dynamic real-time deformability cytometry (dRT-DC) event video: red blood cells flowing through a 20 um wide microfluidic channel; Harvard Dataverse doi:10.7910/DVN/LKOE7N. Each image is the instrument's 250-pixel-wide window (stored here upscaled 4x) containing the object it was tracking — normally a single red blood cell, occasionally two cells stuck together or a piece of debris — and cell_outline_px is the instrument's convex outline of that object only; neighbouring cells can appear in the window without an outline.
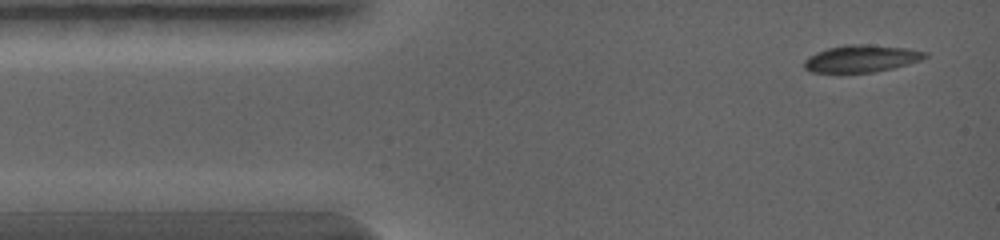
{"species": "common noctule bat (a hibernating species)", "species_latin": "Nyctalus noctula", "temperature_condition": "warm", "stored_images_in_passage": 13, "camera_frame_rate_fps": 5000, "um_per_image_px": 0.085, "animal": {"sex": "female", "body_mass_g": 19.0, "forearm_length_mm": 56.7}, "frame": {"image": 1, "passage_image": 1, "time_ms": 0.0, "image_size_px": [1000, 240], "cell_outline_px": [[928, 56], [920, 60], [908, 64], [892, 68], [872, 72], [812, 72], [804, 68], [804, 60], [808, 56], [816, 52], [828, 48], [844, 44], [864, 44], [908, 48], [928, 52]], "centroid_in_image_um": [73.21, 4.97], "position_along_channel_um": 11.8, "area_um2": 19.07}}
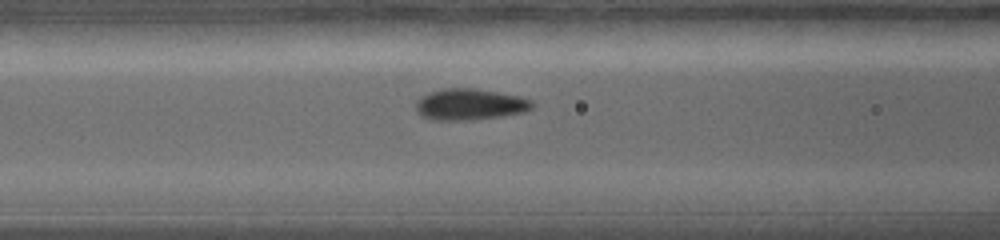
{"frame": {"image": 2, "passage_image": 8, "time_ms": 2.8, "image_size_px": [1000, 240], "cell_outline_px": [[536, 104], [532, 108], [524, 112], [500, 116], [472, 120], [432, 120], [420, 116], [416, 112], [416, 100], [420, 96], [428, 92], [444, 88], [472, 88], [496, 92], [516, 96], [532, 100]], "centroid_in_image_um": [39.88, 8.88], "position_along_channel_um": 126.7, "area_um2": 21.33}}
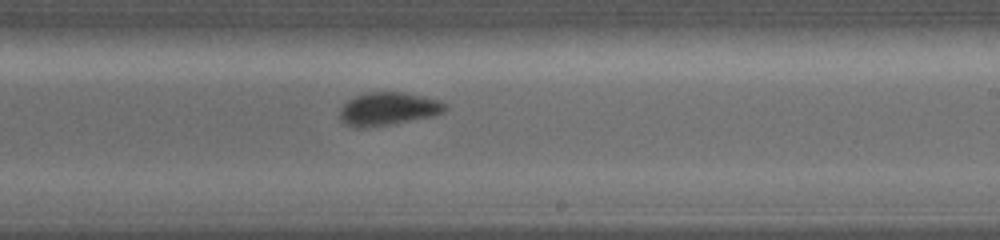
{"frame": {"image": 3, "passage_image": 13, "time_ms": 4.8, "image_size_px": [1000, 240], "cell_outline_px": [[448, 108], [444, 112], [436, 116], [364, 128], [356, 128], [344, 124], [340, 120], [340, 108], [348, 100], [356, 96], [368, 92], [404, 92], [440, 100], [448, 104]], "centroid_in_image_um": [33.02, 9.25], "position_along_channel_um": 256.0, "area_um2": 20.46}}